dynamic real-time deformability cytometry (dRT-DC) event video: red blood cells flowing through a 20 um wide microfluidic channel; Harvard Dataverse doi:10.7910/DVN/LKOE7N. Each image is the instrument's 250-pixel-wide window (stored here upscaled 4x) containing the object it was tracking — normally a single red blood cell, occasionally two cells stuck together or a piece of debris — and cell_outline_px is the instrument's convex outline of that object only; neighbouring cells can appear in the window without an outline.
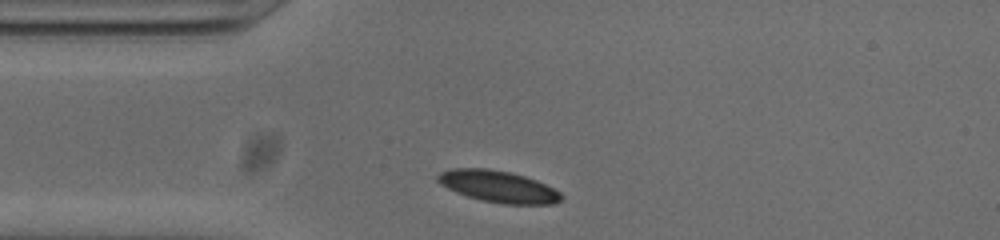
{"species": "common noctule bat (a hibernating species)", "species_latin": "Nyctalus noctula", "temperature_condition": "cold", "stored_images_in_passage": 7, "camera_frame_rate_fps": 3000, "um_per_image_px": 0.085, "animal": {"sex": "male", "body_mass_g": 20.0, "forearm_length_mm": 53.3}, "frame": {"image": 1, "passage_image": 3, "time_ms": 0.667, "image_size_px": [1000, 240], "cell_outline_px": [[564, 196], [556, 204], [504, 204], [480, 200], [456, 192], [440, 184], [436, 180], [436, 176], [440, 172], [452, 168], [484, 168], [508, 172], [524, 176], [536, 180], [560, 192]], "centroid_in_image_um": [42.33, 15.86], "position_along_channel_um": 42.7, "area_um2": 22.72}}